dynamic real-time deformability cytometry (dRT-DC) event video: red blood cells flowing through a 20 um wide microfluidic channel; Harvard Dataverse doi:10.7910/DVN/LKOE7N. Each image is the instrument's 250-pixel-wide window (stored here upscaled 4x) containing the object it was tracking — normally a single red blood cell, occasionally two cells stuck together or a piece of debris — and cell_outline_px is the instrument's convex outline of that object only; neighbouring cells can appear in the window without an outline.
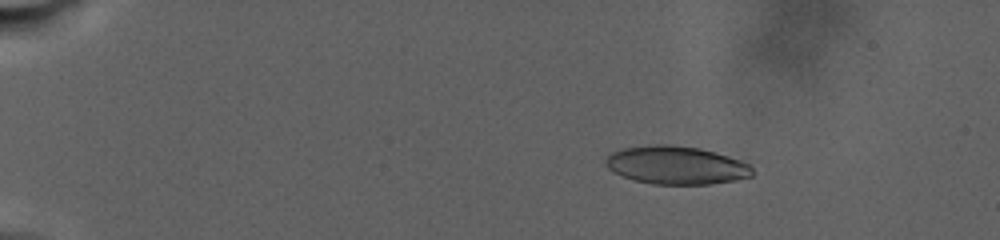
{"species": "human", "species_latin": "Homo sapiens", "temperature_condition": "warm", "stored_images_in_passage": 69, "camera_frame_rate_fps": 3000, "um_per_image_px": 0.085, "donor": {"sex": "male"}, "frame": {"image": 1, "passage_image": 11, "time_ms": 5.333, "image_size_px": [1000, 240], "cell_outline_px": [[752, 176], [736, 180], [712, 184], [652, 184], [632, 180], [612, 172], [604, 164], [604, 160], [612, 152], [624, 148], [652, 144], [668, 144], [700, 148], [728, 156], [752, 164]], "centroid_in_image_um": [57.46, 14.04], "position_along_channel_um": 27.5, "area_um2": 32.89}}
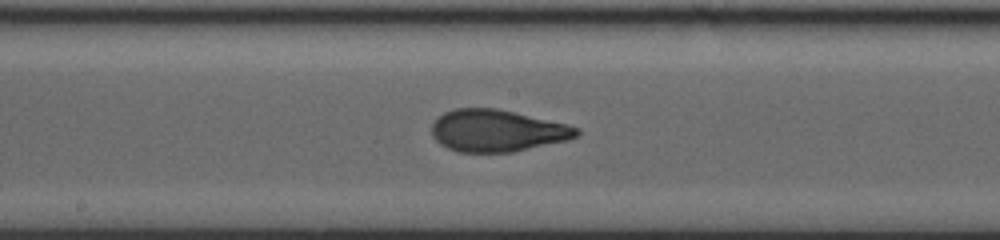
{"frame": {"image": 2, "passage_image": 45, "time_ms": 17.333, "image_size_px": [1000, 240], "cell_outline_px": [[580, 132], [576, 136], [568, 140], [512, 152], [460, 152], [448, 148], [440, 144], [432, 136], [432, 124], [436, 116], [452, 108], [496, 108], [568, 124], [580, 128]], "centroid_in_image_um": [42.23, 11.1], "position_along_channel_um": 206.0, "area_um2": 35.55}}
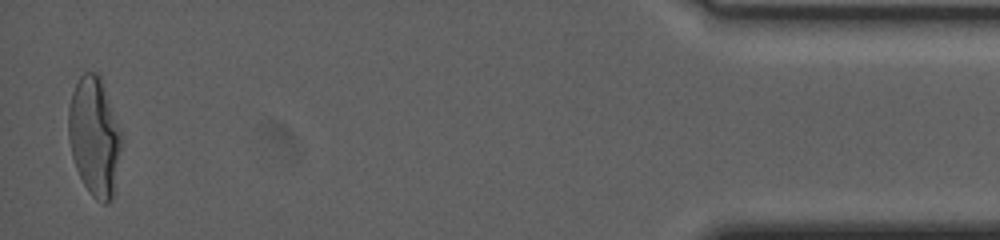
{"frame": {"image": 3, "passage_image": 69, "time_ms": 29.333, "image_size_px": [1000, 240], "cell_outline_px": [[124, 136], [112, 196], [108, 204], [104, 204], [96, 200], [92, 196], [84, 184], [76, 168], [72, 156], [68, 136], [68, 108], [72, 92], [80, 76], [84, 72], [96, 72], [100, 76]], "centroid_in_image_um": [8.04, 11.59], "position_along_channel_um": 427.2, "area_um2": 36.88}, "authors_computed_cell_mechanics": {"area_um2": 34.68, "velocity_mm_per_s": 2.4368, "shape_relaxation_time_tau1_ms": 10.2852, "shape_relaxation_time_tau2_ms": 1.8877, "deformation_change_tau1": 0.2711, "deformation_change_tau2": 0.0666}}